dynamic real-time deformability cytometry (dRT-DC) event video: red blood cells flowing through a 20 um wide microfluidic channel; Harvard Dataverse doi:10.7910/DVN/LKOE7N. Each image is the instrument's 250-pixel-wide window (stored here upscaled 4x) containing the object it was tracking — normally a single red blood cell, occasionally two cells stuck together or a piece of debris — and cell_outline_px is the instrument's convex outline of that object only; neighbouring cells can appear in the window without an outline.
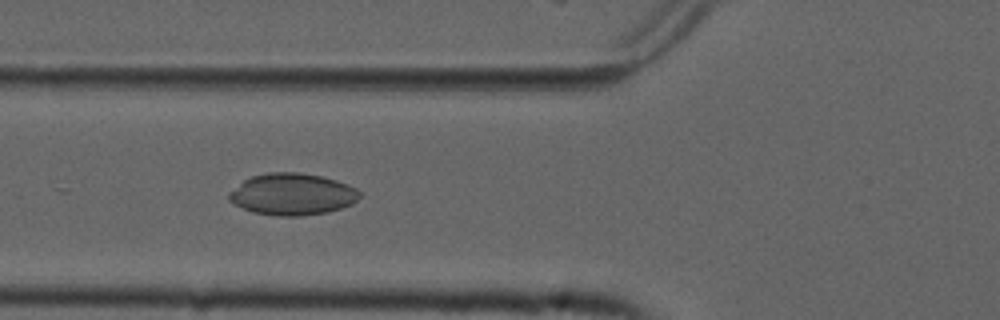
{"species": "common noctule bat (a hibernating species)", "species_latin": "Nyctalus noctula", "temperature_condition": "cold", "stored_images_in_passage": 23, "camera_frame_rate_fps": 3000, "um_per_image_px": 0.085, "animal": {"sex": "male", "forearm_length_mm": 52.5}, "frame": {"image": 1, "passage_image": 19, "time_ms": 6.0, "image_size_px": [1000, 320], "cell_outline_px": [[360, 196], [352, 204], [328, 212], [300, 216], [276, 216], [252, 212], [228, 200], [228, 192], [244, 180], [252, 176], [268, 172], [300, 172], [320, 176], [336, 180], [348, 184], [356, 188], [360, 192]], "centroid_in_image_um": [24.84, 16.51], "position_along_channel_um": 101.0, "area_um2": 31.79}}